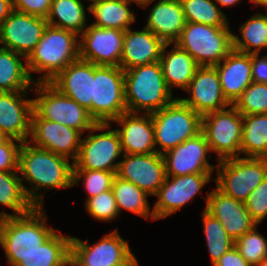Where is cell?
I'll return each instance as SVG.
<instances>
[{
  "label": "cell",
  "mask_w": 267,
  "mask_h": 266,
  "mask_svg": "<svg viewBox=\"0 0 267 266\" xmlns=\"http://www.w3.org/2000/svg\"><path fill=\"white\" fill-rule=\"evenodd\" d=\"M82 135L72 127L41 119L34 111L32 112L31 135L28 142L35 147L71 158L74 162L79 153Z\"/></svg>",
  "instance_id": "15"
},
{
  "label": "cell",
  "mask_w": 267,
  "mask_h": 266,
  "mask_svg": "<svg viewBox=\"0 0 267 266\" xmlns=\"http://www.w3.org/2000/svg\"><path fill=\"white\" fill-rule=\"evenodd\" d=\"M45 207H34L23 216L0 219V245L6 261L16 266L22 258L36 251L55 232L47 222Z\"/></svg>",
  "instance_id": "2"
},
{
  "label": "cell",
  "mask_w": 267,
  "mask_h": 266,
  "mask_svg": "<svg viewBox=\"0 0 267 266\" xmlns=\"http://www.w3.org/2000/svg\"><path fill=\"white\" fill-rule=\"evenodd\" d=\"M131 5L126 0H100L89 7L95 19L92 25L123 31L129 29L136 22V16L129 8Z\"/></svg>",
  "instance_id": "30"
},
{
  "label": "cell",
  "mask_w": 267,
  "mask_h": 266,
  "mask_svg": "<svg viewBox=\"0 0 267 266\" xmlns=\"http://www.w3.org/2000/svg\"><path fill=\"white\" fill-rule=\"evenodd\" d=\"M79 1H81V2H83L82 0H79ZM86 1V0H85ZM87 1H89V2H91L89 5H88V12H89V7L90 6H92L93 4H95V3H98L100 0H87Z\"/></svg>",
  "instance_id": "53"
},
{
  "label": "cell",
  "mask_w": 267,
  "mask_h": 266,
  "mask_svg": "<svg viewBox=\"0 0 267 266\" xmlns=\"http://www.w3.org/2000/svg\"><path fill=\"white\" fill-rule=\"evenodd\" d=\"M252 81L267 84V54H251Z\"/></svg>",
  "instance_id": "45"
},
{
  "label": "cell",
  "mask_w": 267,
  "mask_h": 266,
  "mask_svg": "<svg viewBox=\"0 0 267 266\" xmlns=\"http://www.w3.org/2000/svg\"><path fill=\"white\" fill-rule=\"evenodd\" d=\"M122 156L116 175L155 196L167 177L163 156L157 152Z\"/></svg>",
  "instance_id": "17"
},
{
  "label": "cell",
  "mask_w": 267,
  "mask_h": 266,
  "mask_svg": "<svg viewBox=\"0 0 267 266\" xmlns=\"http://www.w3.org/2000/svg\"><path fill=\"white\" fill-rule=\"evenodd\" d=\"M162 156L166 176L212 173L217 166L210 164L208 161L211 158L210 149L202 131Z\"/></svg>",
  "instance_id": "18"
},
{
  "label": "cell",
  "mask_w": 267,
  "mask_h": 266,
  "mask_svg": "<svg viewBox=\"0 0 267 266\" xmlns=\"http://www.w3.org/2000/svg\"><path fill=\"white\" fill-rule=\"evenodd\" d=\"M28 92H0V128L8 138L29 141L33 99H26Z\"/></svg>",
  "instance_id": "21"
},
{
  "label": "cell",
  "mask_w": 267,
  "mask_h": 266,
  "mask_svg": "<svg viewBox=\"0 0 267 266\" xmlns=\"http://www.w3.org/2000/svg\"><path fill=\"white\" fill-rule=\"evenodd\" d=\"M203 199L206 202L204 210L222 223L234 241L257 225L250 217L244 202L224 194L217 187Z\"/></svg>",
  "instance_id": "20"
},
{
  "label": "cell",
  "mask_w": 267,
  "mask_h": 266,
  "mask_svg": "<svg viewBox=\"0 0 267 266\" xmlns=\"http://www.w3.org/2000/svg\"><path fill=\"white\" fill-rule=\"evenodd\" d=\"M245 206L257 225L267 217V177L251 192Z\"/></svg>",
  "instance_id": "42"
},
{
  "label": "cell",
  "mask_w": 267,
  "mask_h": 266,
  "mask_svg": "<svg viewBox=\"0 0 267 266\" xmlns=\"http://www.w3.org/2000/svg\"><path fill=\"white\" fill-rule=\"evenodd\" d=\"M251 3H253L256 7L257 6H265L267 9V0H249Z\"/></svg>",
  "instance_id": "50"
},
{
  "label": "cell",
  "mask_w": 267,
  "mask_h": 266,
  "mask_svg": "<svg viewBox=\"0 0 267 266\" xmlns=\"http://www.w3.org/2000/svg\"><path fill=\"white\" fill-rule=\"evenodd\" d=\"M18 172L0 171V204L13 210L10 216H23L34 208L25 195Z\"/></svg>",
  "instance_id": "35"
},
{
  "label": "cell",
  "mask_w": 267,
  "mask_h": 266,
  "mask_svg": "<svg viewBox=\"0 0 267 266\" xmlns=\"http://www.w3.org/2000/svg\"><path fill=\"white\" fill-rule=\"evenodd\" d=\"M123 30L101 28L92 24L79 36V57L95 65L120 67Z\"/></svg>",
  "instance_id": "14"
},
{
  "label": "cell",
  "mask_w": 267,
  "mask_h": 266,
  "mask_svg": "<svg viewBox=\"0 0 267 266\" xmlns=\"http://www.w3.org/2000/svg\"><path fill=\"white\" fill-rule=\"evenodd\" d=\"M109 128L111 123H96L88 131L89 135L82 137L73 170H118L117 160L123 154L120 136L116 129Z\"/></svg>",
  "instance_id": "8"
},
{
  "label": "cell",
  "mask_w": 267,
  "mask_h": 266,
  "mask_svg": "<svg viewBox=\"0 0 267 266\" xmlns=\"http://www.w3.org/2000/svg\"><path fill=\"white\" fill-rule=\"evenodd\" d=\"M233 106L242 114L267 113V84L252 82Z\"/></svg>",
  "instance_id": "40"
},
{
  "label": "cell",
  "mask_w": 267,
  "mask_h": 266,
  "mask_svg": "<svg viewBox=\"0 0 267 266\" xmlns=\"http://www.w3.org/2000/svg\"><path fill=\"white\" fill-rule=\"evenodd\" d=\"M53 0H12L15 11L46 18Z\"/></svg>",
  "instance_id": "44"
},
{
  "label": "cell",
  "mask_w": 267,
  "mask_h": 266,
  "mask_svg": "<svg viewBox=\"0 0 267 266\" xmlns=\"http://www.w3.org/2000/svg\"><path fill=\"white\" fill-rule=\"evenodd\" d=\"M79 0H53L46 17L48 25L72 31L80 36L87 28V9Z\"/></svg>",
  "instance_id": "31"
},
{
  "label": "cell",
  "mask_w": 267,
  "mask_h": 266,
  "mask_svg": "<svg viewBox=\"0 0 267 266\" xmlns=\"http://www.w3.org/2000/svg\"><path fill=\"white\" fill-rule=\"evenodd\" d=\"M186 22L230 27L226 14L213 0H180Z\"/></svg>",
  "instance_id": "36"
},
{
  "label": "cell",
  "mask_w": 267,
  "mask_h": 266,
  "mask_svg": "<svg viewBox=\"0 0 267 266\" xmlns=\"http://www.w3.org/2000/svg\"><path fill=\"white\" fill-rule=\"evenodd\" d=\"M155 147L163 155L182 144L187 139L199 134L202 130V116L184 104L179 97L151 114Z\"/></svg>",
  "instance_id": "5"
},
{
  "label": "cell",
  "mask_w": 267,
  "mask_h": 266,
  "mask_svg": "<svg viewBox=\"0 0 267 266\" xmlns=\"http://www.w3.org/2000/svg\"><path fill=\"white\" fill-rule=\"evenodd\" d=\"M145 27L165 43H175L185 27L186 20L180 0H159L151 10Z\"/></svg>",
  "instance_id": "26"
},
{
  "label": "cell",
  "mask_w": 267,
  "mask_h": 266,
  "mask_svg": "<svg viewBox=\"0 0 267 266\" xmlns=\"http://www.w3.org/2000/svg\"><path fill=\"white\" fill-rule=\"evenodd\" d=\"M85 203L87 213L98 221H113L120 215L112 189L85 200Z\"/></svg>",
  "instance_id": "41"
},
{
  "label": "cell",
  "mask_w": 267,
  "mask_h": 266,
  "mask_svg": "<svg viewBox=\"0 0 267 266\" xmlns=\"http://www.w3.org/2000/svg\"><path fill=\"white\" fill-rule=\"evenodd\" d=\"M189 98H179L201 116L223 110L231 104L222 93L219 74L214 66H200L185 89Z\"/></svg>",
  "instance_id": "19"
},
{
  "label": "cell",
  "mask_w": 267,
  "mask_h": 266,
  "mask_svg": "<svg viewBox=\"0 0 267 266\" xmlns=\"http://www.w3.org/2000/svg\"><path fill=\"white\" fill-rule=\"evenodd\" d=\"M125 112L124 70L94 64L91 117L96 123H111Z\"/></svg>",
  "instance_id": "10"
},
{
  "label": "cell",
  "mask_w": 267,
  "mask_h": 266,
  "mask_svg": "<svg viewBox=\"0 0 267 266\" xmlns=\"http://www.w3.org/2000/svg\"><path fill=\"white\" fill-rule=\"evenodd\" d=\"M46 18L13 11L0 25V44L26 58L41 40Z\"/></svg>",
  "instance_id": "16"
},
{
  "label": "cell",
  "mask_w": 267,
  "mask_h": 266,
  "mask_svg": "<svg viewBox=\"0 0 267 266\" xmlns=\"http://www.w3.org/2000/svg\"><path fill=\"white\" fill-rule=\"evenodd\" d=\"M171 45L172 43H166L159 62L168 88L173 91L176 87L184 91L200 65L176 43H173L172 49L168 51L167 48Z\"/></svg>",
  "instance_id": "27"
},
{
  "label": "cell",
  "mask_w": 267,
  "mask_h": 266,
  "mask_svg": "<svg viewBox=\"0 0 267 266\" xmlns=\"http://www.w3.org/2000/svg\"><path fill=\"white\" fill-rule=\"evenodd\" d=\"M257 226L239 237L234 245L251 266H257L267 258V239L257 231Z\"/></svg>",
  "instance_id": "38"
},
{
  "label": "cell",
  "mask_w": 267,
  "mask_h": 266,
  "mask_svg": "<svg viewBox=\"0 0 267 266\" xmlns=\"http://www.w3.org/2000/svg\"><path fill=\"white\" fill-rule=\"evenodd\" d=\"M117 171L104 170H73V186L84 180L83 186L87 192V199L112 189Z\"/></svg>",
  "instance_id": "39"
},
{
  "label": "cell",
  "mask_w": 267,
  "mask_h": 266,
  "mask_svg": "<svg viewBox=\"0 0 267 266\" xmlns=\"http://www.w3.org/2000/svg\"><path fill=\"white\" fill-rule=\"evenodd\" d=\"M93 79L94 64L79 58L49 82L63 94L85 107L91 116Z\"/></svg>",
  "instance_id": "23"
},
{
  "label": "cell",
  "mask_w": 267,
  "mask_h": 266,
  "mask_svg": "<svg viewBox=\"0 0 267 266\" xmlns=\"http://www.w3.org/2000/svg\"><path fill=\"white\" fill-rule=\"evenodd\" d=\"M13 11L12 0H0V25Z\"/></svg>",
  "instance_id": "47"
},
{
  "label": "cell",
  "mask_w": 267,
  "mask_h": 266,
  "mask_svg": "<svg viewBox=\"0 0 267 266\" xmlns=\"http://www.w3.org/2000/svg\"><path fill=\"white\" fill-rule=\"evenodd\" d=\"M64 156L44 150L30 142H22L19 152V174L23 190L34 207H44L41 190L64 189L72 187L73 162ZM72 163V164H71ZM23 181L30 184L29 189Z\"/></svg>",
  "instance_id": "1"
},
{
  "label": "cell",
  "mask_w": 267,
  "mask_h": 266,
  "mask_svg": "<svg viewBox=\"0 0 267 266\" xmlns=\"http://www.w3.org/2000/svg\"><path fill=\"white\" fill-rule=\"evenodd\" d=\"M165 45L162 39L146 27L138 31H132L130 27L124 32L120 67L125 71L159 62Z\"/></svg>",
  "instance_id": "24"
},
{
  "label": "cell",
  "mask_w": 267,
  "mask_h": 266,
  "mask_svg": "<svg viewBox=\"0 0 267 266\" xmlns=\"http://www.w3.org/2000/svg\"><path fill=\"white\" fill-rule=\"evenodd\" d=\"M214 2L222 7H233L241 2V0H214Z\"/></svg>",
  "instance_id": "48"
},
{
  "label": "cell",
  "mask_w": 267,
  "mask_h": 266,
  "mask_svg": "<svg viewBox=\"0 0 267 266\" xmlns=\"http://www.w3.org/2000/svg\"><path fill=\"white\" fill-rule=\"evenodd\" d=\"M56 231L47 241L31 254L22 258L16 266H70V242Z\"/></svg>",
  "instance_id": "29"
},
{
  "label": "cell",
  "mask_w": 267,
  "mask_h": 266,
  "mask_svg": "<svg viewBox=\"0 0 267 266\" xmlns=\"http://www.w3.org/2000/svg\"><path fill=\"white\" fill-rule=\"evenodd\" d=\"M226 100L233 105L242 92L253 82L251 54L232 50L220 63L214 65Z\"/></svg>",
  "instance_id": "25"
},
{
  "label": "cell",
  "mask_w": 267,
  "mask_h": 266,
  "mask_svg": "<svg viewBox=\"0 0 267 266\" xmlns=\"http://www.w3.org/2000/svg\"><path fill=\"white\" fill-rule=\"evenodd\" d=\"M21 145L22 142L14 138L0 143V171H18Z\"/></svg>",
  "instance_id": "43"
},
{
  "label": "cell",
  "mask_w": 267,
  "mask_h": 266,
  "mask_svg": "<svg viewBox=\"0 0 267 266\" xmlns=\"http://www.w3.org/2000/svg\"><path fill=\"white\" fill-rule=\"evenodd\" d=\"M257 266H267V258L259 263Z\"/></svg>",
  "instance_id": "55"
},
{
  "label": "cell",
  "mask_w": 267,
  "mask_h": 266,
  "mask_svg": "<svg viewBox=\"0 0 267 266\" xmlns=\"http://www.w3.org/2000/svg\"><path fill=\"white\" fill-rule=\"evenodd\" d=\"M119 214L124 209L147 220H155L154 213L148 203V194L133 183L115 176L112 184Z\"/></svg>",
  "instance_id": "34"
},
{
  "label": "cell",
  "mask_w": 267,
  "mask_h": 266,
  "mask_svg": "<svg viewBox=\"0 0 267 266\" xmlns=\"http://www.w3.org/2000/svg\"><path fill=\"white\" fill-rule=\"evenodd\" d=\"M241 154L267 158V113L243 115Z\"/></svg>",
  "instance_id": "33"
},
{
  "label": "cell",
  "mask_w": 267,
  "mask_h": 266,
  "mask_svg": "<svg viewBox=\"0 0 267 266\" xmlns=\"http://www.w3.org/2000/svg\"><path fill=\"white\" fill-rule=\"evenodd\" d=\"M201 216L206 246L213 266L223 254L234 247L235 241L227 234L222 223L206 210H203Z\"/></svg>",
  "instance_id": "37"
},
{
  "label": "cell",
  "mask_w": 267,
  "mask_h": 266,
  "mask_svg": "<svg viewBox=\"0 0 267 266\" xmlns=\"http://www.w3.org/2000/svg\"><path fill=\"white\" fill-rule=\"evenodd\" d=\"M213 173H197L182 176H167L159 188L157 201L152 209L155 220L167 218L193 201L203 192L202 188L211 181Z\"/></svg>",
  "instance_id": "13"
},
{
  "label": "cell",
  "mask_w": 267,
  "mask_h": 266,
  "mask_svg": "<svg viewBox=\"0 0 267 266\" xmlns=\"http://www.w3.org/2000/svg\"><path fill=\"white\" fill-rule=\"evenodd\" d=\"M34 83L27 69L26 57L0 47V92L31 91Z\"/></svg>",
  "instance_id": "28"
},
{
  "label": "cell",
  "mask_w": 267,
  "mask_h": 266,
  "mask_svg": "<svg viewBox=\"0 0 267 266\" xmlns=\"http://www.w3.org/2000/svg\"><path fill=\"white\" fill-rule=\"evenodd\" d=\"M79 58V36L72 31L47 25L41 40L26 58V64L34 82H49ZM31 72L42 75L35 81Z\"/></svg>",
  "instance_id": "3"
},
{
  "label": "cell",
  "mask_w": 267,
  "mask_h": 266,
  "mask_svg": "<svg viewBox=\"0 0 267 266\" xmlns=\"http://www.w3.org/2000/svg\"><path fill=\"white\" fill-rule=\"evenodd\" d=\"M216 187L235 200L244 202L267 177V158L236 157L218 161Z\"/></svg>",
  "instance_id": "9"
},
{
  "label": "cell",
  "mask_w": 267,
  "mask_h": 266,
  "mask_svg": "<svg viewBox=\"0 0 267 266\" xmlns=\"http://www.w3.org/2000/svg\"><path fill=\"white\" fill-rule=\"evenodd\" d=\"M126 1L131 4L134 2L144 9V8H147L149 4H151L152 2L156 0H126Z\"/></svg>",
  "instance_id": "49"
},
{
  "label": "cell",
  "mask_w": 267,
  "mask_h": 266,
  "mask_svg": "<svg viewBox=\"0 0 267 266\" xmlns=\"http://www.w3.org/2000/svg\"><path fill=\"white\" fill-rule=\"evenodd\" d=\"M240 35L232 33V48L246 54H260L267 48V14H253L240 25Z\"/></svg>",
  "instance_id": "32"
},
{
  "label": "cell",
  "mask_w": 267,
  "mask_h": 266,
  "mask_svg": "<svg viewBox=\"0 0 267 266\" xmlns=\"http://www.w3.org/2000/svg\"><path fill=\"white\" fill-rule=\"evenodd\" d=\"M213 266H251L234 246L221 256Z\"/></svg>",
  "instance_id": "46"
},
{
  "label": "cell",
  "mask_w": 267,
  "mask_h": 266,
  "mask_svg": "<svg viewBox=\"0 0 267 266\" xmlns=\"http://www.w3.org/2000/svg\"><path fill=\"white\" fill-rule=\"evenodd\" d=\"M5 217H10V213H7V212H5V211L0 212V219H1V218H5Z\"/></svg>",
  "instance_id": "54"
},
{
  "label": "cell",
  "mask_w": 267,
  "mask_h": 266,
  "mask_svg": "<svg viewBox=\"0 0 267 266\" xmlns=\"http://www.w3.org/2000/svg\"><path fill=\"white\" fill-rule=\"evenodd\" d=\"M33 89V111L41 119L72 127L82 134L96 125L85 107L63 94L50 82H35Z\"/></svg>",
  "instance_id": "6"
},
{
  "label": "cell",
  "mask_w": 267,
  "mask_h": 266,
  "mask_svg": "<svg viewBox=\"0 0 267 266\" xmlns=\"http://www.w3.org/2000/svg\"><path fill=\"white\" fill-rule=\"evenodd\" d=\"M230 27H214L186 22L175 42L188 52L200 66H214L233 50Z\"/></svg>",
  "instance_id": "7"
},
{
  "label": "cell",
  "mask_w": 267,
  "mask_h": 266,
  "mask_svg": "<svg viewBox=\"0 0 267 266\" xmlns=\"http://www.w3.org/2000/svg\"><path fill=\"white\" fill-rule=\"evenodd\" d=\"M243 115L233 106L202 116V132L217 160L241 157Z\"/></svg>",
  "instance_id": "11"
},
{
  "label": "cell",
  "mask_w": 267,
  "mask_h": 266,
  "mask_svg": "<svg viewBox=\"0 0 267 266\" xmlns=\"http://www.w3.org/2000/svg\"><path fill=\"white\" fill-rule=\"evenodd\" d=\"M135 257L129 241L122 238L117 229L93 245L88 244V239L71 238L70 266H126Z\"/></svg>",
  "instance_id": "12"
},
{
  "label": "cell",
  "mask_w": 267,
  "mask_h": 266,
  "mask_svg": "<svg viewBox=\"0 0 267 266\" xmlns=\"http://www.w3.org/2000/svg\"><path fill=\"white\" fill-rule=\"evenodd\" d=\"M122 113L113 120L122 128H115L120 136L123 154H149L157 152L151 114Z\"/></svg>",
  "instance_id": "22"
},
{
  "label": "cell",
  "mask_w": 267,
  "mask_h": 266,
  "mask_svg": "<svg viewBox=\"0 0 267 266\" xmlns=\"http://www.w3.org/2000/svg\"><path fill=\"white\" fill-rule=\"evenodd\" d=\"M7 139H8L7 135H5V133L0 128V143L4 142Z\"/></svg>",
  "instance_id": "51"
},
{
  "label": "cell",
  "mask_w": 267,
  "mask_h": 266,
  "mask_svg": "<svg viewBox=\"0 0 267 266\" xmlns=\"http://www.w3.org/2000/svg\"><path fill=\"white\" fill-rule=\"evenodd\" d=\"M126 266H139L138 259L135 257L128 265Z\"/></svg>",
  "instance_id": "52"
},
{
  "label": "cell",
  "mask_w": 267,
  "mask_h": 266,
  "mask_svg": "<svg viewBox=\"0 0 267 266\" xmlns=\"http://www.w3.org/2000/svg\"><path fill=\"white\" fill-rule=\"evenodd\" d=\"M124 90L130 113L152 114L176 99L166 84L160 62L125 70Z\"/></svg>",
  "instance_id": "4"
}]
</instances>
